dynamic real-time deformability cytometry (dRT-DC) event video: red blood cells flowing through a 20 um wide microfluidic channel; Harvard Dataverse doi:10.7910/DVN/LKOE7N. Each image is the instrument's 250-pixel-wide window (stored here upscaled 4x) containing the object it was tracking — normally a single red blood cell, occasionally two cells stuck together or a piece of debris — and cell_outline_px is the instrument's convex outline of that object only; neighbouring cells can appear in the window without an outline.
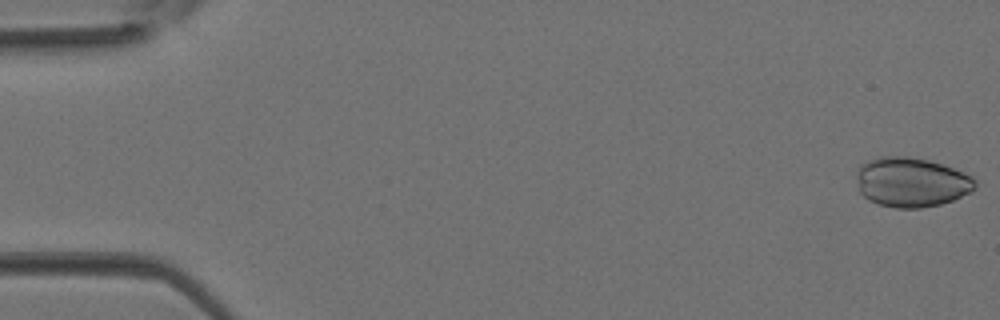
{"species": "Egyptian fruit bat (a non-hibernating species)", "species_latin": "Rousettus aegyptiacus", "temperature_condition": "room temperature", "stored_images_in_passage": 3, "camera_frame_rate_fps": 3000, "um_per_image_px": 0.085, "animal": {"sex": "female"}, "frame": {"image": 1, "passage_image": 1, "time_ms": 0.0, "image_size_px": [1000, 320], "cell_outline_px": [[976, 188], [972, 192], [952, 200], [940, 204], [920, 208], [896, 208], [880, 204], [868, 200], [860, 192], [856, 176], [856, 172], [860, 164], [868, 160], [880, 156], [908, 156], [928, 160], [944, 164], [972, 176], [976, 180]], "centroid_in_image_um": [77.47, 15.47], "position_along_channel_um": 7.5, "area_um2": 34.56}}